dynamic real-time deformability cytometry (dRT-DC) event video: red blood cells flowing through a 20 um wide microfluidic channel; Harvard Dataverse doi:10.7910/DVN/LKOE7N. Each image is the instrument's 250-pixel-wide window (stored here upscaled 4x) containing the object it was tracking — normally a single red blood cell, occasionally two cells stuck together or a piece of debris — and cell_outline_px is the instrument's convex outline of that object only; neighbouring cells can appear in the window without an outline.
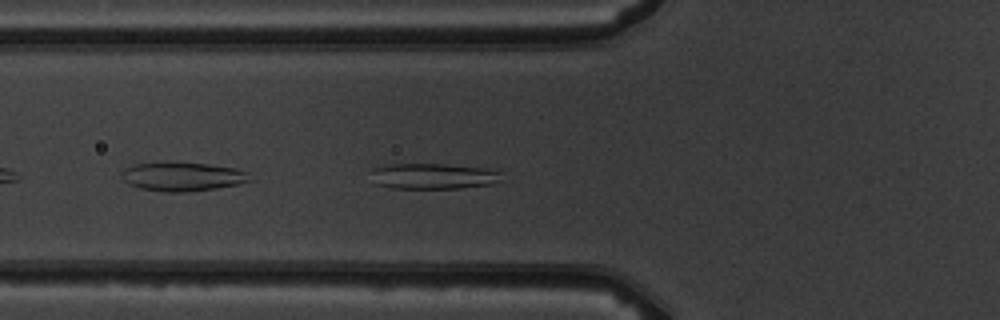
{"species": "common noctule bat (a hibernating species)", "species_latin": "Nyctalus noctula", "temperature_condition": "warm", "stored_images_in_passage": 5, "camera_frame_rate_fps": 3000, "um_per_image_px": 0.085, "animal": {"sex": "male", "body_mass_g": 19.5, "forearm_length_mm": 54.6}, "frame": {"image": 1, "passage_image": 5, "time_ms": 5.333, "image_size_px": [1000, 320], "cell_outline_px": [[500, 180], [492, 184], [460, 188], [392, 188], [372, 184], [372, 168], [388, 164], [444, 164], [500, 168]], "centroid_in_image_um": [36.85, 14.96], "position_along_channel_um": 88.9, "area_um2": 20.06}}